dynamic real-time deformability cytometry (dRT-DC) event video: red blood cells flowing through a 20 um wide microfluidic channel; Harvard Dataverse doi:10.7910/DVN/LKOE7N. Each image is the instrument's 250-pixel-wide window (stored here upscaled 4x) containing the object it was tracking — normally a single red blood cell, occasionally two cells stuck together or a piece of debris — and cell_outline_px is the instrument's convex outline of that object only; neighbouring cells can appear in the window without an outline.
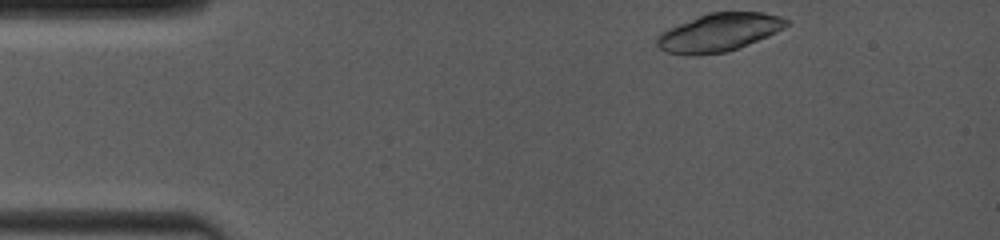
{"species": "common noctule bat (a hibernating species)", "species_latin": "Nyctalus noctula", "temperature_condition": "room temperature", "stored_images_in_passage": 12, "camera_frame_rate_fps": 4000, "um_per_image_px": 0.085, "animal": {"sex": "female", "body_mass_g": 19.0, "forearm_length_mm": 53.3}, "frame": {"image": 1, "passage_image": 1, "time_ms": 0.0, "image_size_px": [1000, 240], "cell_outline_px": [[788, 24], [784, 28], [768, 36], [740, 48], [724, 52], [688, 56], [664, 52], [656, 44], [656, 36], [668, 28], [708, 12], [764, 12], [780, 16], [788, 20]], "centroid_in_image_um": [61.09, 2.76], "position_along_channel_um": 23.9, "area_um2": 28.84}}